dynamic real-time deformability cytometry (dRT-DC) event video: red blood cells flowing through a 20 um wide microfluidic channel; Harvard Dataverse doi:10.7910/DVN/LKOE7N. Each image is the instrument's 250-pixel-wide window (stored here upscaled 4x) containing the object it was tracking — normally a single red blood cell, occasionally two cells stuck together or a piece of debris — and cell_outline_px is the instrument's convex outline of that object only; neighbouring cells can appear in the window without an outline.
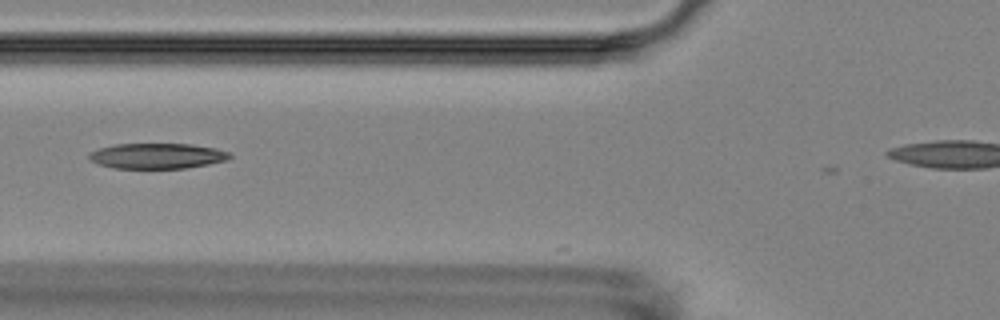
{"species": "Egyptian fruit bat (a non-hibernating species)", "species_latin": "Rousettus aegyptiacus", "temperature_condition": "room temperature", "stored_images_in_passage": 5, "camera_frame_rate_fps": 3000, "um_per_image_px": 0.085, "animal": {"sex": "female"}, "frame": {"image": 1, "passage_image": 5, "time_ms": 4.667, "image_size_px": [1000, 320], "cell_outline_px": [[232, 156], [224, 160], [208, 164], [184, 168], [112, 168], [100, 164], [92, 160], [88, 156], [88, 152], [100, 148], [116, 144], [192, 144], [216, 148], [228, 152]], "centroid_in_image_um": [13.34, 13.25], "position_along_channel_um": 112.5, "area_um2": 20.63}}